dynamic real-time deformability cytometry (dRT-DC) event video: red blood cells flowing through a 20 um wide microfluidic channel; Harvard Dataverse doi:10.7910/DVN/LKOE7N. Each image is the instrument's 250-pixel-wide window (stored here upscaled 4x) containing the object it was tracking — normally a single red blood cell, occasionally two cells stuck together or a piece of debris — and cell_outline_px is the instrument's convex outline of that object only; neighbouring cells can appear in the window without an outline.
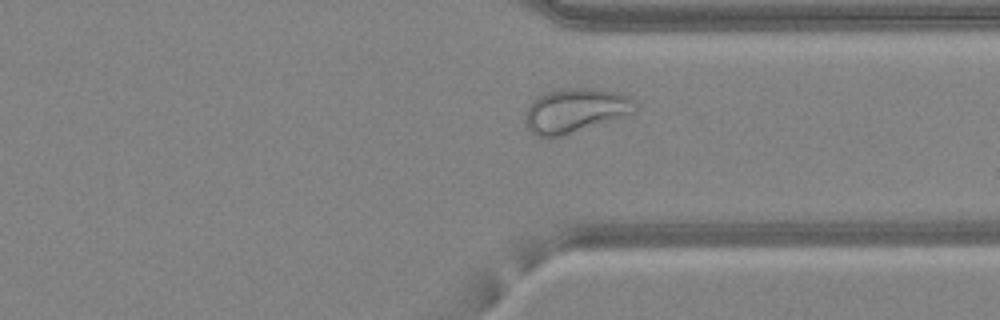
{"species": "common noctule bat (a hibernating species)", "species_latin": "Nyctalus noctula", "temperature_condition": "warm", "stored_images_in_passage": 42, "camera_frame_rate_fps": 3000, "um_per_image_px": 0.085, "animal": {"sex": "female", "body_mass_g": 24.6, "forearm_length_mm": 56.2}, "frame": {"image": 1, "passage_image": 30, "time_ms": 9.667, "image_size_px": [1000, 320], "cell_outline_px": [[636, 112], [556, 136], [536, 136], [528, 128], [524, 120], [528, 108], [536, 96], [560, 88], [584, 88], [612, 92], [628, 96], [636, 104]], "centroid_in_image_um": [48.86, 9.36], "position_along_channel_um": 362.5, "area_um2": 27.28}}
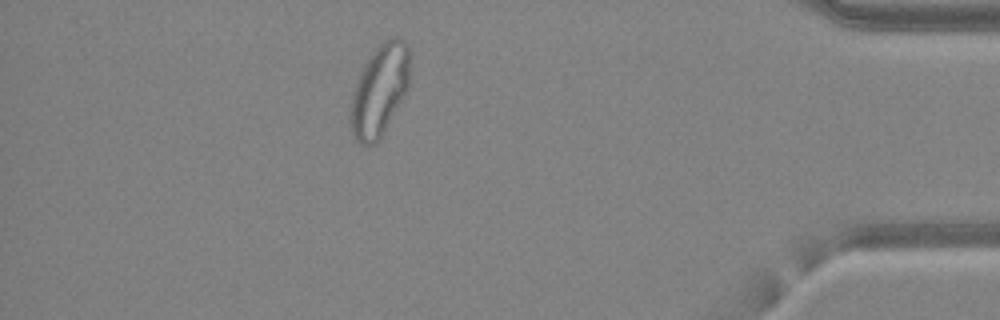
{"frame": {"image": 2, "passage_image": 36, "time_ms": 11.667, "image_size_px": [1000, 320], "cell_outline_px": [[408, 88], [380, 140], [376, 144], [360, 144], [356, 140], [352, 132], [348, 120], [348, 116], [352, 92], [356, 80], [364, 64], [372, 52], [388, 36], [400, 36], [408, 44]], "centroid_in_image_um": [32.22, 7.68], "position_along_channel_um": 403.0, "area_um2": 31.96}, "authors_computed_cell_mechanics": {"area_um2": 29.9982, "velocity_mm_per_s": 4.2504, "shape_relaxation_time_tau1_ms": null, "shape_relaxation_time_tau2_ms": 1.0746, "deformation_change_tau1": null, "deformation_change_tau2": 0.0701}}